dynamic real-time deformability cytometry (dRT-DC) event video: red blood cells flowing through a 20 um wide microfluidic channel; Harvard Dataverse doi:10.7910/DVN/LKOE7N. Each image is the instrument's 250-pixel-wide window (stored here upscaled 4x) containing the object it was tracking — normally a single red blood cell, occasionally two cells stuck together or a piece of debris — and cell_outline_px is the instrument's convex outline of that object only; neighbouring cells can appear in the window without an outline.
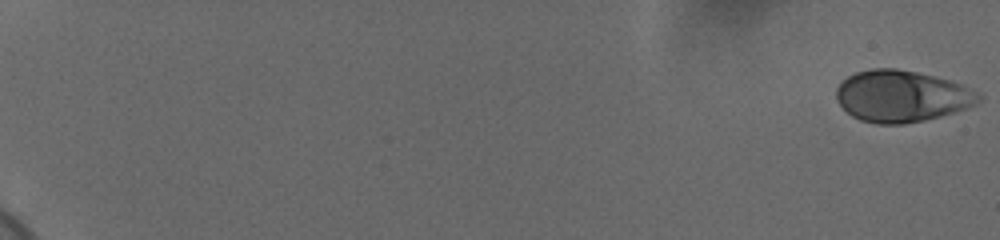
{"species": "human", "species_latin": "Homo sapiens", "temperature_condition": "cold", "stored_images_in_passage": 59, "camera_frame_rate_fps": 3000, "um_per_image_px": 0.085, "donor": {"sex": "female"}, "frame": {"image": 1, "passage_image": 1, "time_ms": 0.0, "image_size_px": [1000, 240], "cell_outline_px": [[984, 96], [976, 104], [940, 116], [924, 120], [904, 124], [876, 124], [860, 120], [852, 116], [840, 104], [836, 96], [836, 88], [840, 80], [856, 72], [872, 68], [896, 68], [916, 72], [948, 80], [960, 84], [980, 92]], "centroid_in_image_um": [76.62, 8.17], "position_along_channel_um": 8.4, "area_um2": 42.77}}
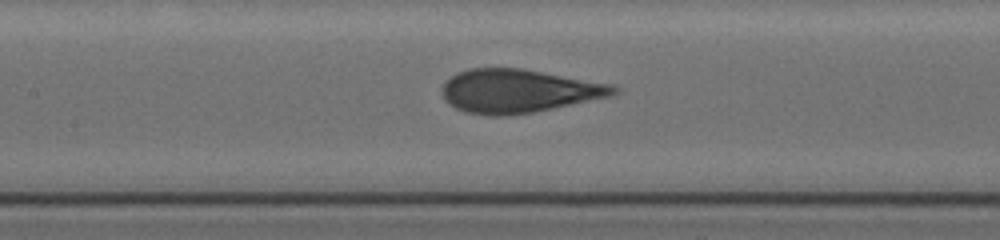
{"frame": {"image": 2, "passage_image": 32, "time_ms": 10.333, "image_size_px": [1000, 240], "cell_outline_px": [[620, 92], [612, 96], [532, 112], [508, 116], [488, 116], [464, 112], [456, 108], [444, 96], [444, 84], [456, 72], [468, 68], [524, 68], [612, 84], [620, 88]], "centroid_in_image_um": [44.13, 7.73], "position_along_channel_um": 163.3, "area_um2": 43.41}}
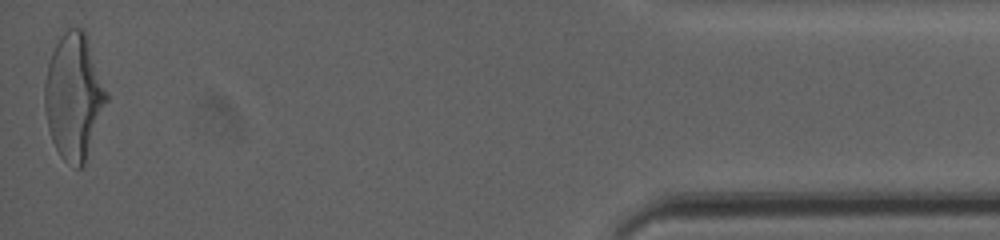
{"frame": {"image": 3, "passage_image": 59, "time_ms": 19.333, "image_size_px": [1000, 240], "cell_outline_px": [[108, 100], [84, 164], [80, 168], [76, 168], [64, 160], [60, 156], [52, 140], [48, 128], [44, 108], [44, 84], [48, 64], [52, 52], [60, 36], [68, 28], [84, 28], [108, 92]], "centroid_in_image_um": [6.28, 8.19], "position_along_channel_um": 428.9, "area_um2": 45.32}, "authors_computed_cell_mechanics": {"area_um2": 42.9454, "velocity_mm_per_s": 3.6758, "shape_relaxation_time_tau1_ms": 4.3722, "shape_relaxation_time_tau2_ms": null, "deformation_change_tau1": 0.1816, "deformation_change_tau2": null}}